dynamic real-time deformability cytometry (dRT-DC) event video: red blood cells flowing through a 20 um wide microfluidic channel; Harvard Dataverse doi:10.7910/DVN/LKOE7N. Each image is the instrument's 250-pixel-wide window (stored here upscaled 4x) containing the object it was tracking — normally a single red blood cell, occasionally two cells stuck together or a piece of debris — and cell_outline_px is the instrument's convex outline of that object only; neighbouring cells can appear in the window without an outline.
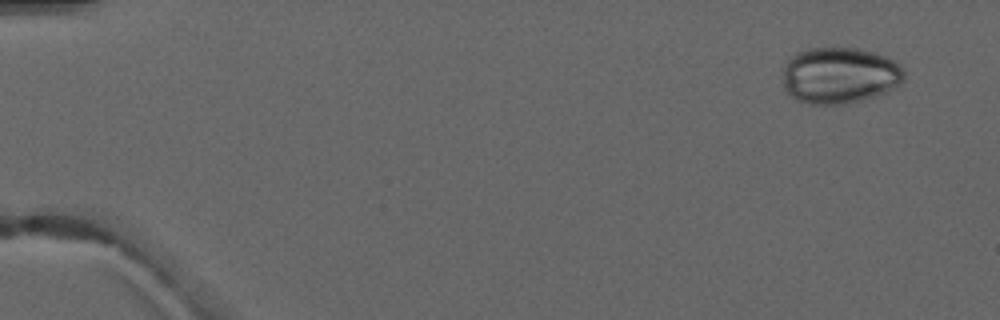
{"species": "common noctule bat (a hibernating species)", "species_latin": "Nyctalus noctula", "temperature_condition": "warm", "stored_images_in_passage": 5, "camera_frame_rate_fps": 3000, "um_per_image_px": 0.085, "animal": {"sex": "male", "forearm_length_mm": 52.5}, "frame": {"image": 1, "passage_image": 1, "time_ms": 0.0, "image_size_px": [1000, 320], "cell_outline_px": [[904, 80], [900, 84], [884, 92], [864, 100], [848, 104], [808, 104], [796, 100], [784, 88], [784, 64], [796, 52], [808, 48], [856, 48], [872, 52], [884, 56], [900, 64], [904, 68]], "centroid_in_image_um": [71.36, 6.41], "position_along_channel_um": 13.6, "area_um2": 39.94}}